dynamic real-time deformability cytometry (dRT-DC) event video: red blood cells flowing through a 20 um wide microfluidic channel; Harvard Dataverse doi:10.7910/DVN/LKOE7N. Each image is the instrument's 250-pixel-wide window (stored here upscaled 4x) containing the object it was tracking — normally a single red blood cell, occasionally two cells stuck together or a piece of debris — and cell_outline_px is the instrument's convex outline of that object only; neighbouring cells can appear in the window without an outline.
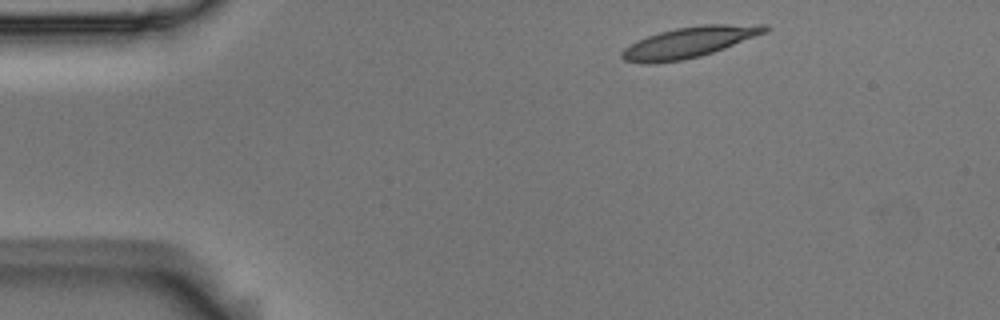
{"species": "Egyptian fruit bat (a non-hibernating species)", "species_latin": "Rousettus aegyptiacus", "temperature_condition": "room temperature", "stored_images_in_passage": 3, "camera_frame_rate_fps": 3000, "um_per_image_px": 0.085, "animal": {"sex": "male"}, "frame": {"image": 1, "passage_image": 1, "time_ms": 0.0, "image_size_px": [1000, 320], "cell_outline_px": [[772, 28], [768, 32], [724, 48], [700, 56], [680, 60], [648, 64], [644, 64], [624, 60], [620, 56], [620, 52], [624, 48], [636, 40], [660, 32], [676, 28], [700, 24], [768, 24]], "centroid_in_image_um": [58.61, 3.57], "position_along_channel_um": 26.4, "area_um2": 25.78}}